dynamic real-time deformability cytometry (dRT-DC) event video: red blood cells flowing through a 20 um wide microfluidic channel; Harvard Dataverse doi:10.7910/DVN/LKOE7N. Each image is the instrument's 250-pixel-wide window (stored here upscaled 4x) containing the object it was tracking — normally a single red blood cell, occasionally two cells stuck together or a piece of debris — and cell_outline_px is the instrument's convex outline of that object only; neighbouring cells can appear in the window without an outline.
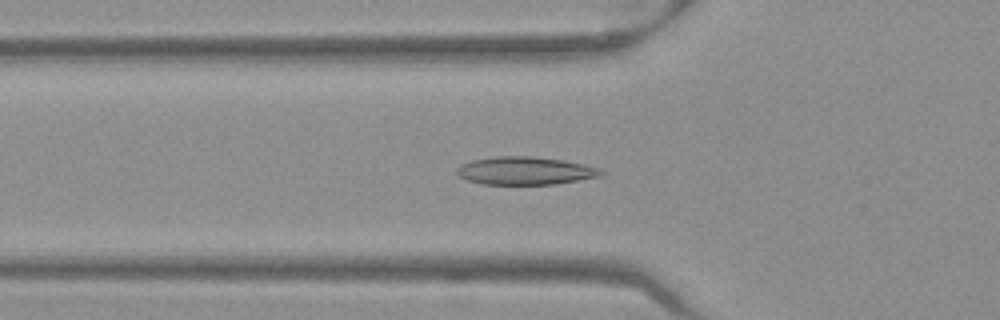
{"species": "Egyptian fruit bat (a non-hibernating species)", "species_latin": "Rousettus aegyptiacus", "temperature_condition": "warm", "stored_images_in_passage": 51, "camera_frame_rate_fps": 3000, "um_per_image_px": 0.085, "frame": {"image": 1, "passage_image": 18, "time_ms": 5.667, "image_size_px": [1000, 320], "cell_outline_px": [[604, 176], [556, 184], [480, 184], [468, 180], [460, 176], [456, 172], [456, 168], [460, 164], [472, 160], [496, 156], [532, 156], [564, 160], [584, 164], [600, 168], [604, 172]], "centroid_in_image_um": [44.67, 14.51], "position_along_channel_um": 81.1, "area_um2": 23.7}}
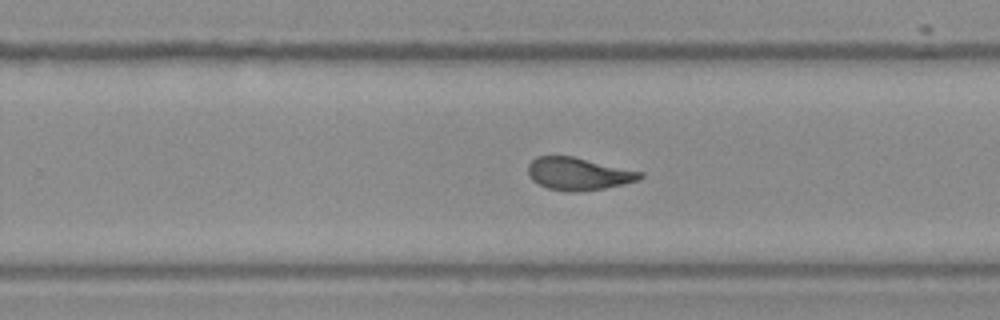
{"frame": {"image": 2, "passage_image": 33, "time_ms": 10.667, "image_size_px": [1000, 320], "cell_outline_px": [[644, 176], [640, 180], [624, 184], [604, 188], [580, 192], [572, 192], [548, 188], [532, 180], [528, 176], [528, 164], [536, 156], [572, 156], [644, 172]], "centroid_in_image_um": [49.18, 14.77], "position_along_channel_um": 280.6, "area_um2": 21.33}}
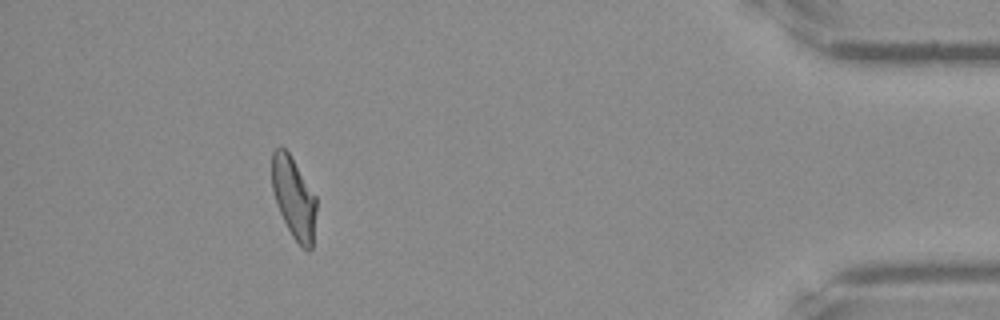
{"frame": {"image": 3, "passage_image": 47, "time_ms": 15.333, "image_size_px": [1000, 320], "cell_outline_px": [[316, 212], [312, 248], [308, 252], [300, 248], [292, 236], [276, 204], [272, 188], [272, 152], [280, 144], [288, 152], [316, 196]], "centroid_in_image_um": [24.97, 16.85], "position_along_channel_um": 410.2, "area_um2": 21.1}, "authors_computed_cell_mechanics": {"area_um2": 22.0218, "velocity_mm_per_s": 3.9764, "shape_relaxation_time_tau1_ms": 6.9467, "shape_relaxation_time_tau2_ms": 1.4058, "deformation_change_tau1": 0.2011, "deformation_change_tau2": 0.0691}}